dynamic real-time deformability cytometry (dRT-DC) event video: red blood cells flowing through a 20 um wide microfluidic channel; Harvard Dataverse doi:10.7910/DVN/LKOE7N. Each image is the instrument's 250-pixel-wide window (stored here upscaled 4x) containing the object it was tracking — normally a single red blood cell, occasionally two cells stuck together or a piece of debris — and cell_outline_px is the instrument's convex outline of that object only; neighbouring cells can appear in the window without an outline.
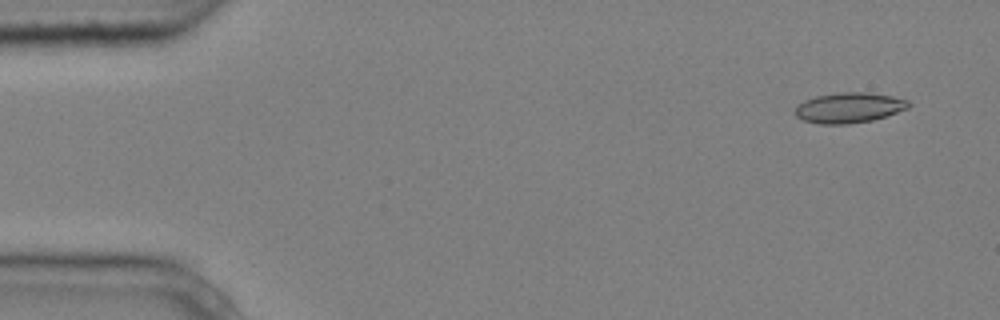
{"species": "common noctule bat (a hibernating species)", "species_latin": "Nyctalus noctula", "temperature_condition": "cold", "stored_images_in_passage": 4, "camera_frame_rate_fps": 3000, "um_per_image_px": 0.085, "animal": {"sex": "male", "body_mass_g": 20.4}, "frame": {"image": 1, "passage_image": 1, "time_ms": 0.0, "image_size_px": [1000, 320], "cell_outline_px": [[912, 104], [908, 108], [872, 120], [848, 124], [820, 124], [804, 120], [796, 116], [792, 112], [804, 100], [816, 96], [840, 92], [864, 92], [892, 96], [908, 100]], "centroid_in_image_um": [72.15, 9.15], "position_along_channel_um": 12.8, "area_um2": 19.94}}
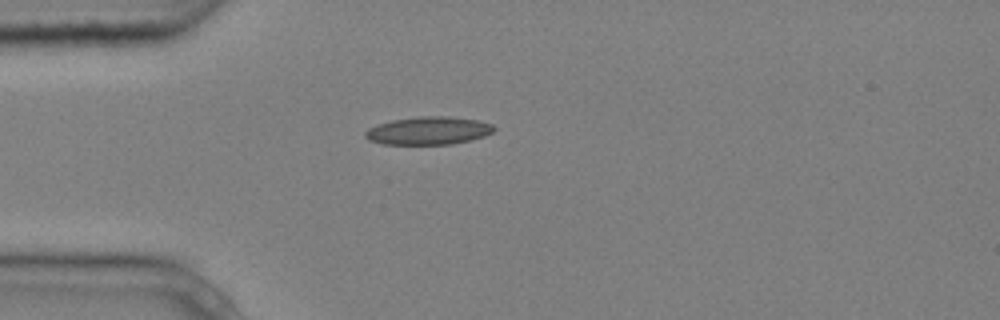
{"frame": {"image": 2, "passage_image": 3, "time_ms": 0.667, "image_size_px": [1000, 320], "cell_outline_px": [[496, 128], [492, 132], [484, 136], [472, 140], [452, 144], [384, 144], [368, 140], [364, 136], [364, 132], [368, 128], [376, 124], [392, 120], [420, 116], [448, 116], [476, 120], [492, 124]], "centroid_in_image_um": [36.39, 11.11], "position_along_channel_um": 48.6, "area_um2": 21.04}}